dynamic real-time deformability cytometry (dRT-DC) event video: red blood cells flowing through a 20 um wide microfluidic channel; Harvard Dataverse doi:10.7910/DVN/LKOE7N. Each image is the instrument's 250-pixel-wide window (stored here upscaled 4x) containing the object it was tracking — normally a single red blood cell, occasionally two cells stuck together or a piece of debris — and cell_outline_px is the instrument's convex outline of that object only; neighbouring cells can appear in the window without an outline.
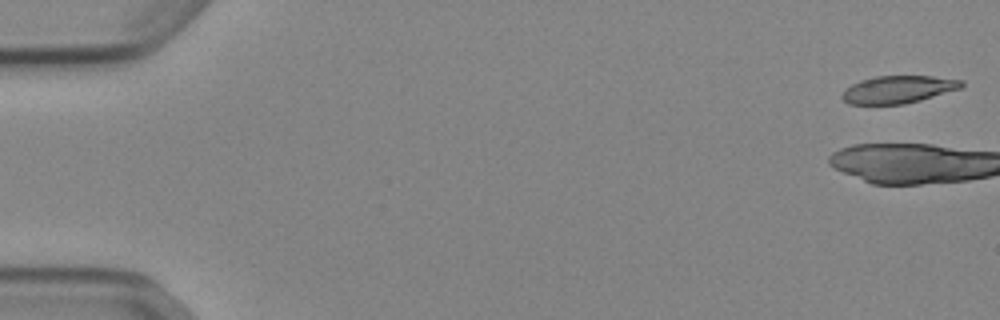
{"species": "Egyptian fruit bat (a non-hibernating species)", "species_latin": "Rousettus aegyptiacus", "temperature_condition": "cold", "stored_images_in_passage": 3, "camera_frame_rate_fps": 3000, "um_per_image_px": 0.085, "animal": {"sex": "female"}, "frame": {"image": 1, "passage_image": 1, "time_ms": 0.0, "image_size_px": [1000, 320], "cell_outline_px": [[964, 84], [960, 88], [920, 100], [904, 104], [848, 104], [840, 96], [852, 84], [860, 80], [876, 76], [932, 76], [964, 80]], "centroid_in_image_um": [76.35, 7.6], "position_along_channel_um": 8.7, "area_um2": 18.96}}